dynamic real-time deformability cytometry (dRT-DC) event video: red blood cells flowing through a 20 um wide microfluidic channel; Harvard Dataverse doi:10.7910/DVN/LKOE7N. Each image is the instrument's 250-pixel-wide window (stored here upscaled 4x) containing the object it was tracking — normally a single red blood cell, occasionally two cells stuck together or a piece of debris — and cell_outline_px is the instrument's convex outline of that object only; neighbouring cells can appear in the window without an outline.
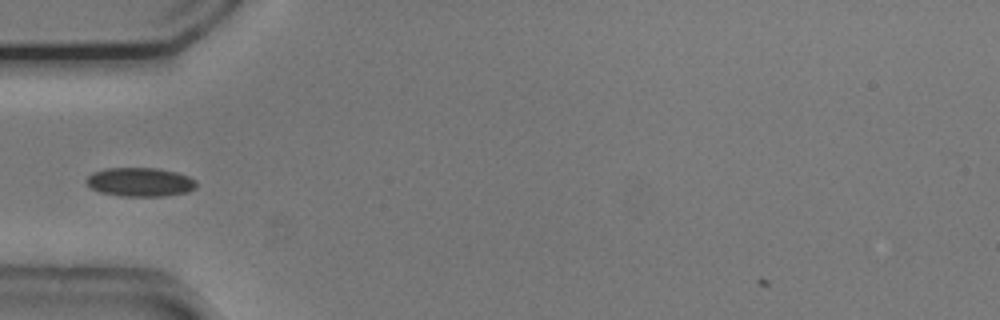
{"species": "common noctule bat (a hibernating species)", "species_latin": "Nyctalus noctula", "temperature_condition": "cold", "stored_images_in_passage": 27, "camera_frame_rate_fps": 3000, "um_per_image_px": 0.085, "animal": {"sex": "male", "body_mass_g": 20.5, "forearm_length_mm": 52.5}, "frame": {"image": 1, "passage_image": 2, "time_ms": 0.333, "image_size_px": [1000, 320], "cell_outline_px": [[196, 188], [188, 192], [164, 196], [120, 196], [100, 192], [92, 188], [84, 180], [92, 172], [108, 168], [156, 168], [176, 172], [188, 176], [196, 180]], "centroid_in_image_um": [11.91, 15.47], "position_along_channel_um": 73.1, "area_um2": 18.55}}
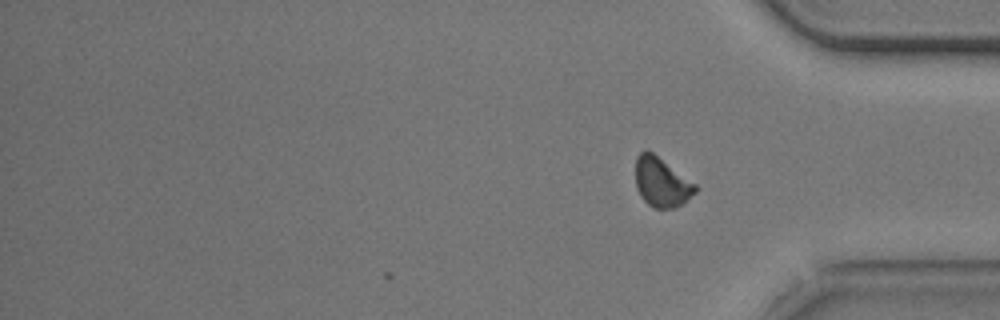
{"frame": {"image": 2, "passage_image": 27, "time_ms": 8.667, "image_size_px": [1000, 320], "cell_outline_px": [[700, 188], [696, 192], [676, 208], [652, 208], [644, 200], [636, 188], [636, 156], [644, 148], [652, 152], [696, 184]], "centroid_in_image_um": [56.23, 15.48], "position_along_channel_um": 379.0, "area_um2": 17.22}, "authors_computed_cell_mechanics": {"area_um2": 17.9758, "velocity_mm_per_s": 3.7438, "shape_relaxation_time_tau1_ms": null, "shape_relaxation_time_tau2_ms": 2.0047, "deformation_change_tau1": null, "deformation_change_tau2": 0.0678}}